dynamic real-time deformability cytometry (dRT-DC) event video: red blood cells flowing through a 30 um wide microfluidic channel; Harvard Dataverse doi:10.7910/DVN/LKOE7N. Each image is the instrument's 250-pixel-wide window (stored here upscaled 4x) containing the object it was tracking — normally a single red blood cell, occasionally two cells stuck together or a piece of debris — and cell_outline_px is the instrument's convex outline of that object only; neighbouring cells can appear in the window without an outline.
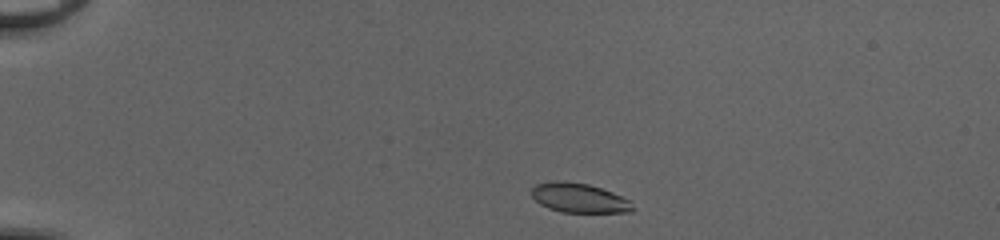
{"species": "common noctule bat (a hibernating species)", "species_latin": "Nyctalus noctula", "temperature_condition": "cold", "stored_images_in_passage": 42, "camera_frame_rate_fps": 3000, "um_per_image_px": 0.085, "animal": {"sex": "female", "body_mass_g": 20.0, "forearm_length_mm": 54.0}, "frame": {"image": 1, "passage_image": 2, "time_ms": 0.333, "image_size_px": [1000, 240], "cell_outline_px": [[632, 212], [560, 212], [548, 208], [540, 204], [532, 196], [532, 188], [536, 184], [588, 184], [612, 192], [632, 200]], "centroid_in_image_um": [49.3, 16.89], "position_along_channel_um": 35.7, "area_um2": 16.53}}
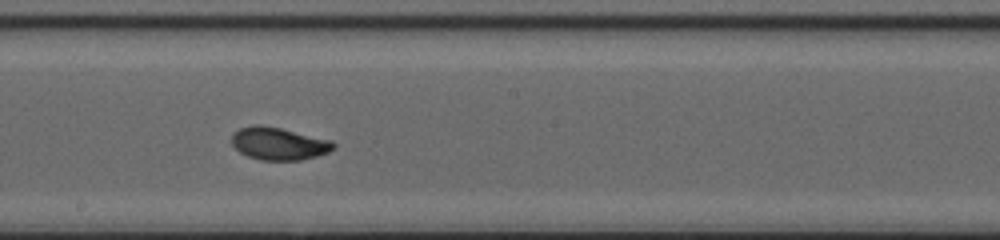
{"frame": {"image": 2, "passage_image": 21, "time_ms": 6.667, "image_size_px": [1000, 240], "cell_outline_px": [[336, 144], [328, 152], [316, 156], [300, 160], [260, 160], [248, 156], [240, 152], [232, 144], [232, 136], [240, 128], [256, 124], [260, 124], [280, 128], [332, 140]], "centroid_in_image_um": [23.69, 12.2], "position_along_channel_um": 224.5, "area_um2": 19.13}}
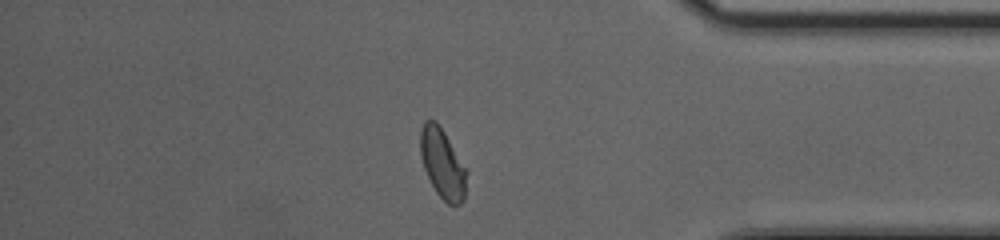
{"frame": {"image": 3, "passage_image": 35, "time_ms": 11.333, "image_size_px": [1000, 240], "cell_outline_px": [[468, 172], [464, 200], [460, 204], [452, 208], [436, 192], [424, 168], [420, 156], [420, 132], [424, 120], [436, 120], [444, 132]], "centroid_in_image_um": [37.62, 13.93], "position_along_channel_um": 397.6, "area_um2": 18.84}, "authors_computed_cell_mechanics": {"area_um2": 18.8428, "velocity_mm_per_s": 4.0958, "shape_relaxation_time_tau1_ms": 4.1696, "shape_relaxation_time_tau2_ms": 0.7904, "deformation_change_tau1": 0.1587, "deformation_change_tau2": 0.0467}}